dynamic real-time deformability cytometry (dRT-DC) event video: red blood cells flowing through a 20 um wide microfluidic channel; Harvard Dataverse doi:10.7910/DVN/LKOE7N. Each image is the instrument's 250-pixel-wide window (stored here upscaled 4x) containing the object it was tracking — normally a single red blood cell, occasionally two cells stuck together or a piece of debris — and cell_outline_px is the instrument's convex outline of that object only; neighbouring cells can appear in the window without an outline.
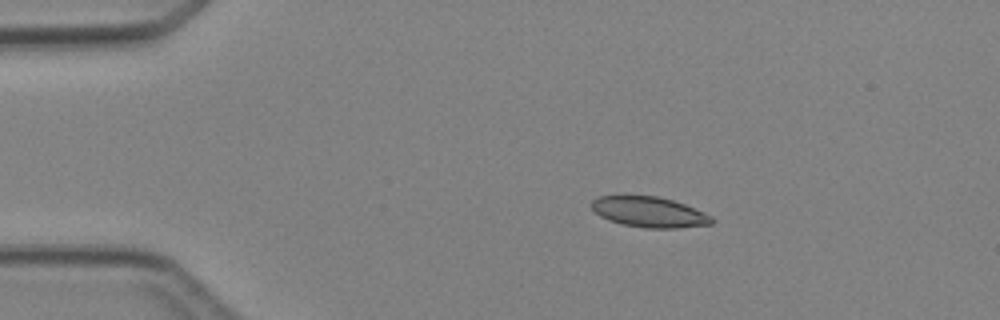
{"species": "Egyptian fruit bat (a non-hibernating species)", "species_latin": "Rousettus aegyptiacus", "temperature_condition": "cold", "stored_images_in_passage": 5, "camera_frame_rate_fps": 3000, "um_per_image_px": 0.085, "animal": {"sex": "female"}, "frame": {"image": 1, "passage_image": 3, "time_ms": 2.333, "image_size_px": [1000, 320], "cell_outline_px": [[712, 224], [676, 228], [644, 228], [620, 224], [608, 220], [600, 216], [592, 208], [592, 200], [600, 196], [656, 196], [672, 200], [684, 204], [704, 212], [712, 216]], "centroid_in_image_um": [55.18, 18.03], "position_along_channel_um": 29.8, "area_um2": 21.21}}
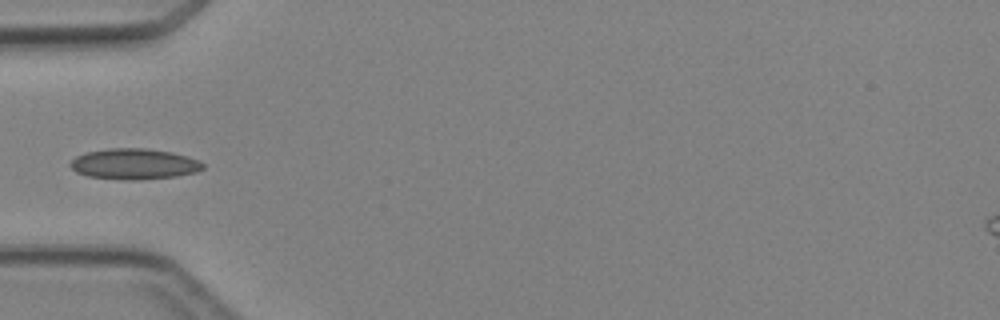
{"frame": {"image": 2, "passage_image": 5, "time_ms": 4.667, "image_size_px": [1000, 320], "cell_outline_px": [[204, 168], [196, 172], [176, 176], [136, 180], [128, 180], [88, 176], [76, 172], [68, 164], [76, 156], [84, 152], [108, 148], [148, 148], [172, 152], [196, 160], [204, 164]], "centroid_in_image_um": [11.36, 13.93], "position_along_channel_um": 73.6, "area_um2": 23.7}}